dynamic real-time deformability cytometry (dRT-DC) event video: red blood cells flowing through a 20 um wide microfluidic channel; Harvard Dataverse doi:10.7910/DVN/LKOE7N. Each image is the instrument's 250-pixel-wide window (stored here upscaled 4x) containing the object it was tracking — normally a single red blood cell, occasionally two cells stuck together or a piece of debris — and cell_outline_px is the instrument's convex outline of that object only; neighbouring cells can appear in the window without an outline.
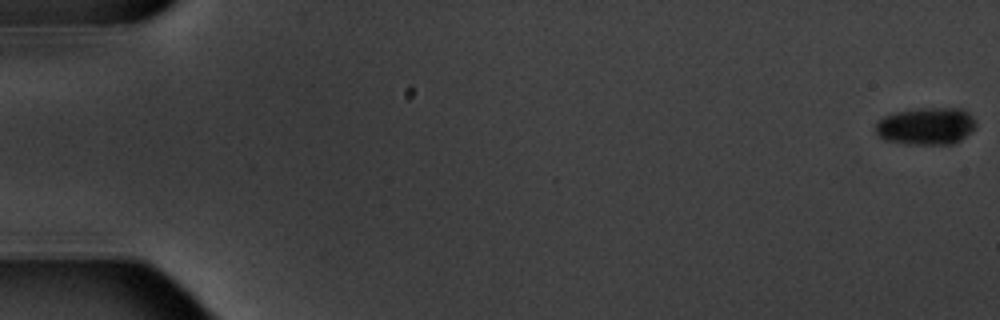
{"species": "common noctule bat (a hibernating species)", "species_latin": "Nyctalus noctula", "temperature_condition": "warm", "stored_images_in_passage": 6, "camera_frame_rate_fps": 3000, "um_per_image_px": 0.085, "animal": {"sex": "male", "body_mass_g": 20.1, "forearm_length_mm": 53.5}, "frame": {"image": 1, "passage_image": 1, "time_ms": 0.0, "image_size_px": [1000, 320], "cell_outline_px": [[976, 128], [972, 132], [960, 140], [952, 144], [908, 144], [884, 140], [876, 132], [876, 124], [884, 116], [896, 112], [916, 108], [960, 108], [968, 112], [976, 120]], "centroid_in_image_um": [78.76, 10.71], "position_along_channel_um": 6.2, "area_um2": 21.91}}
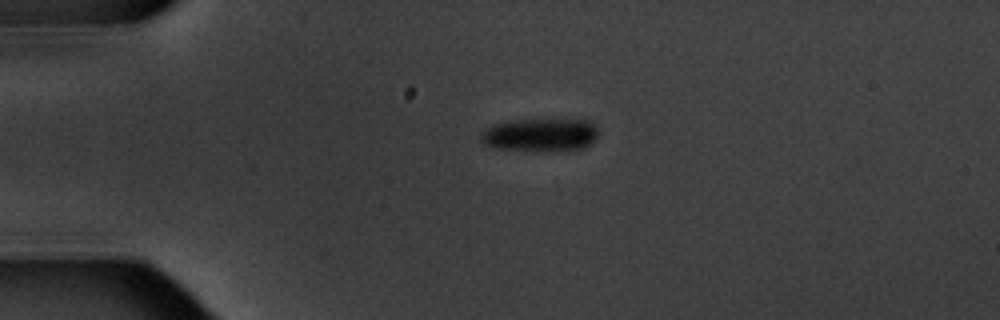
{"frame": {"image": 2, "passage_image": 5, "time_ms": 4.667, "image_size_px": [1000, 320], "cell_outline_px": [[600, 132], [596, 140], [584, 148], [540, 152], [532, 152], [496, 148], [484, 144], [480, 140], [480, 132], [484, 128], [492, 124], [508, 120], [576, 116], [588, 120], [596, 124]], "centroid_in_image_um": [45.98, 11.41], "position_along_channel_um": 39.0, "area_um2": 24.57}}